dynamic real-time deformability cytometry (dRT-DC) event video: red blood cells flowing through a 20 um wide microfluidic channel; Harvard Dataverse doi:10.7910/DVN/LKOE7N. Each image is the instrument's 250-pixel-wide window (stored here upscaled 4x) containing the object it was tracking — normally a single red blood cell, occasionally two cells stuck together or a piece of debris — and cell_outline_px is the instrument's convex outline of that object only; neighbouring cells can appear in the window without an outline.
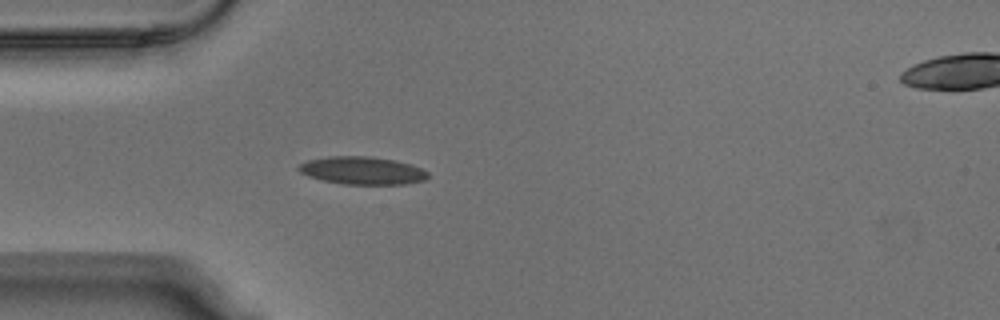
{"species": "Egyptian fruit bat (a non-hibernating species)", "species_latin": "Rousettus aegyptiacus", "temperature_condition": "warm", "stored_images_in_passage": 5, "segment_of_instrument_passage": [1, 2], "camera_frame_rate_fps": 3000, "um_per_image_px": 0.085, "animal": {"sex": "male"}, "frame": {"image": 1, "passage_image": 4, "time_ms": 1.0, "image_size_px": [1000, 320], "cell_outline_px": [[428, 176], [424, 180], [408, 184], [344, 184], [324, 180], [308, 176], [300, 172], [296, 168], [300, 164], [308, 160], [328, 156], [368, 156], [392, 160], [408, 164], [420, 168], [428, 172]], "centroid_in_image_um": [30.77, 14.5], "position_along_channel_um": 54.2, "area_um2": 20.69}}